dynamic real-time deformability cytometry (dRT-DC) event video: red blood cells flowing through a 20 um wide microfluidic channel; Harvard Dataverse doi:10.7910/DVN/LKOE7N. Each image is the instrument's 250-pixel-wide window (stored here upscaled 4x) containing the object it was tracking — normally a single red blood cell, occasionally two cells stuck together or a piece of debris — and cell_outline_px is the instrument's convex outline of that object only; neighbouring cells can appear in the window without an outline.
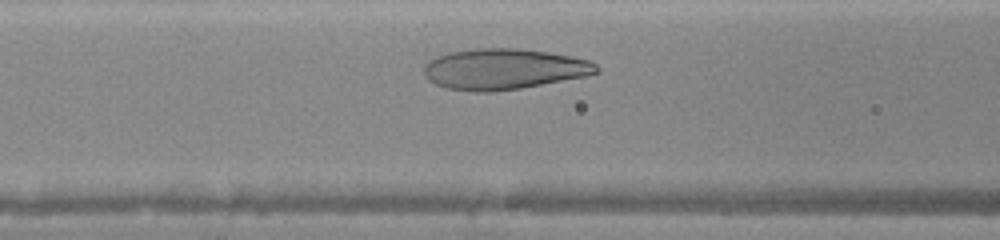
{"species": "human", "species_latin": "Homo sapiens", "temperature_condition": "warm", "stored_images_in_passage": 25, "camera_frame_rate_fps": 3000, "um_per_image_px": 0.085, "donor": {"sex": "female"}, "frame": {"image": 1, "passage_image": 7, "time_ms": 2.0, "image_size_px": [1000, 240], "cell_outline_px": [[600, 72], [584, 76], [520, 88], [488, 92], [476, 92], [444, 88], [428, 80], [424, 76], [424, 64], [428, 60], [436, 56], [448, 52], [480, 48], [516, 48], [548, 52], [588, 60], [596, 64], [600, 68]], "centroid_in_image_um": [42.77, 5.87], "position_along_channel_um": 123.8, "area_um2": 40.92}}
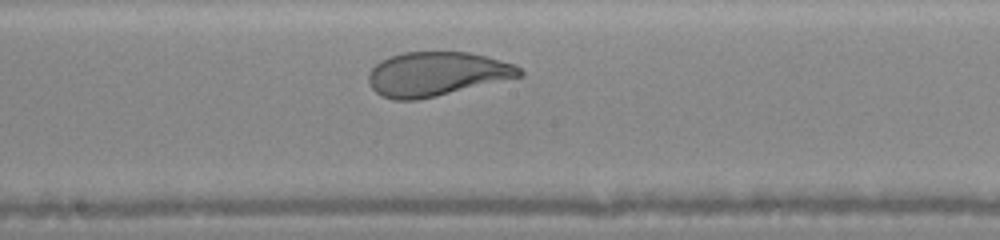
{"frame": {"image": 2, "passage_image": 13, "time_ms": 4.0, "image_size_px": [1000, 240], "cell_outline_px": [[524, 76], [436, 96], [416, 100], [392, 100], [380, 96], [372, 88], [368, 80], [368, 72], [380, 60], [388, 56], [404, 52], [468, 52], [516, 64], [524, 72]], "centroid_in_image_um": [37.1, 6.29], "position_along_channel_um": 211.1, "area_um2": 39.02}}
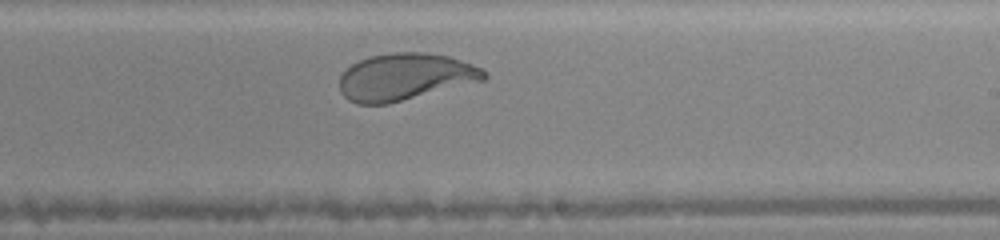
{"frame": {"image": 3, "passage_image": 16, "time_ms": 5.0, "image_size_px": [1000, 240], "cell_outline_px": [[488, 76], [484, 80], [388, 104], [356, 104], [348, 100], [340, 92], [340, 76], [344, 68], [360, 60], [372, 56], [396, 52], [424, 52], [448, 56], [484, 68]], "centroid_in_image_um": [34.42, 6.53], "position_along_channel_um": 254.6, "area_um2": 39.59}}